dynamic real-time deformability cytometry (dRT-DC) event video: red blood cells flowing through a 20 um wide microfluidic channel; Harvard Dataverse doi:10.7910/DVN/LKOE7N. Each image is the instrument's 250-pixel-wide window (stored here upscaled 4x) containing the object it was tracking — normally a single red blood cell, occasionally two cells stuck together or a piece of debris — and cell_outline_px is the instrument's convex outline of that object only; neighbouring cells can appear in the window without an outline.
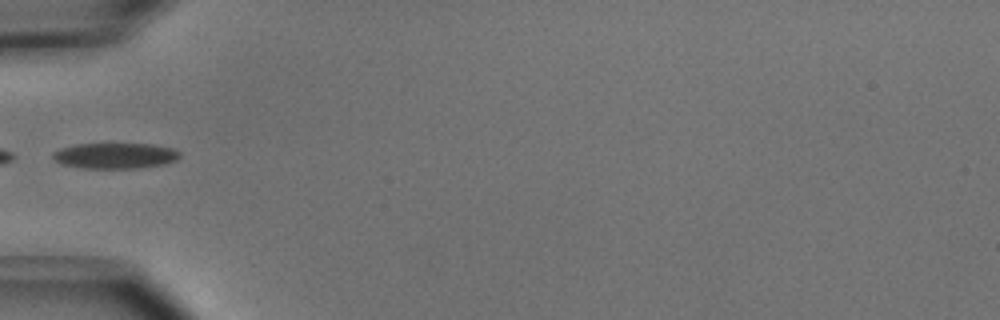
{"species": "common noctule bat (a hibernating species)", "species_latin": "Nyctalus noctula", "temperature_condition": "cold", "stored_images_in_passage": 11, "camera_frame_rate_fps": 3000, "um_per_image_px": 0.085, "animal": {"sex": "male", "body_mass_g": 15.6}, "frame": {"image": 1, "passage_image": 1, "time_ms": 0.0, "image_size_px": [1000, 320], "cell_outline_px": [[180, 156], [176, 160], [164, 164], [140, 168], [84, 168], [60, 164], [52, 156], [52, 152], [60, 148], [76, 144], [152, 144], [172, 148], [180, 152]], "centroid_in_image_um": [9.78, 13.23], "position_along_channel_um": 75.2, "area_um2": 19.02}}